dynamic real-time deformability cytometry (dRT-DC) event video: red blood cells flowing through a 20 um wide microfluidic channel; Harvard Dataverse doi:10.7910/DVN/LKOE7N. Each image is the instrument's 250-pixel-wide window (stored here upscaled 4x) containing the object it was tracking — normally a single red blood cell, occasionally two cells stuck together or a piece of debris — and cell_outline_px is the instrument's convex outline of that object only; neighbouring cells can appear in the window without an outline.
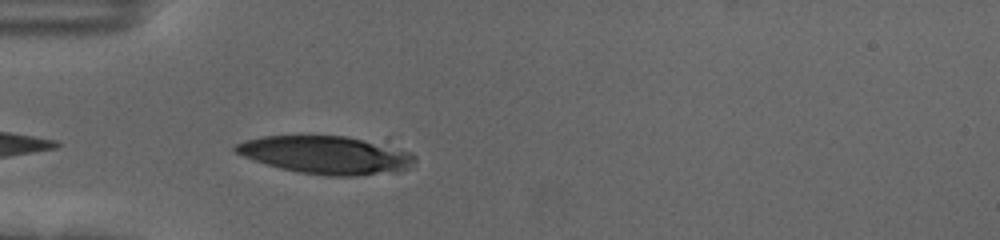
{"species": "human", "species_latin": "Homo sapiens", "temperature_condition": "cold", "stored_images_in_passage": 43, "camera_frame_rate_fps": 3000, "um_per_image_px": 0.085, "donor": {"sex": "female"}, "frame": {"image": 1, "passage_image": 2, "time_ms": 0.333, "image_size_px": [1000, 240], "cell_outline_px": [[416, 160], [408, 168], [400, 172], [356, 176], [328, 176], [300, 172], [280, 168], [244, 156], [236, 152], [232, 148], [236, 144], [244, 140], [264, 136], [344, 136], [364, 140], [412, 152], [416, 156]], "centroid_in_image_um": [27.75, 13.18], "position_along_channel_um": 57.2, "area_um2": 39.36}}